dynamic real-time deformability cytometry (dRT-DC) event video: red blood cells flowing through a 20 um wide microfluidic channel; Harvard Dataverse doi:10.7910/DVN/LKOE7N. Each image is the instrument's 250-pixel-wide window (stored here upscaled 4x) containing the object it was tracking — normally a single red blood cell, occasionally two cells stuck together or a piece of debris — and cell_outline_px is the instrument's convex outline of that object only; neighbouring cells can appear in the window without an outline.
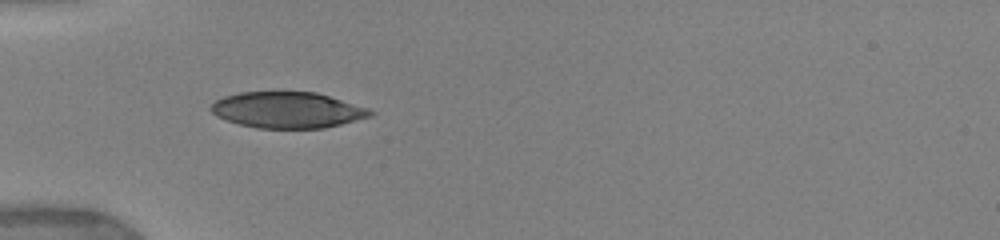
{"species": "human", "species_latin": "Homo sapiens", "temperature_condition": "warm", "stored_images_in_passage": 16, "camera_frame_rate_fps": 3000, "um_per_image_px": 0.085, "donor": {"sex": "female"}, "frame": {"image": 1, "passage_image": 6, "time_ms": 1.333, "image_size_px": [1000, 240], "cell_outline_px": [[376, 112], [372, 116], [324, 128], [256, 128], [240, 124], [216, 116], [208, 108], [216, 100], [224, 96], [240, 92], [316, 92], [368, 108]], "centroid_in_image_um": [24.43, 9.35], "position_along_channel_um": 60.6, "area_um2": 33.35}}